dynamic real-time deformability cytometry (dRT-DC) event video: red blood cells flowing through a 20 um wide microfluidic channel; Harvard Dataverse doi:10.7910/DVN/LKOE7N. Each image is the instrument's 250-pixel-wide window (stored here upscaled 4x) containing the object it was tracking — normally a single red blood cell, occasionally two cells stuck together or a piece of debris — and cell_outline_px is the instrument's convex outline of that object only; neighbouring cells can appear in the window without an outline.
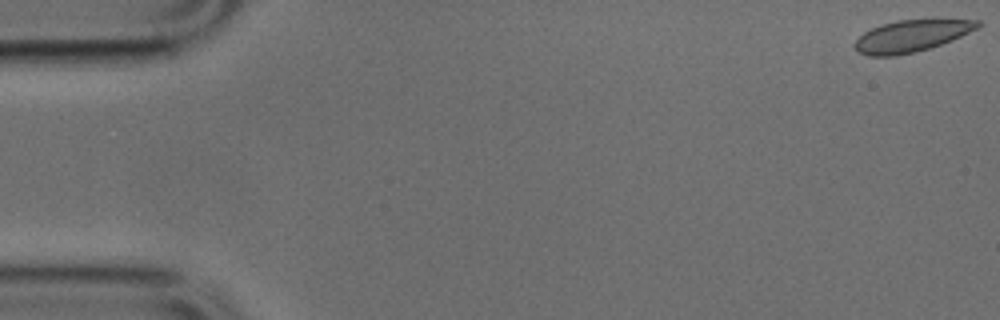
{"species": "common noctule bat (a hibernating species)", "species_latin": "Nyctalus noctula", "temperature_condition": "cold", "stored_images_in_passage": 6, "camera_frame_rate_fps": 3000, "um_per_image_px": 0.085, "animal": {"sex": "male", "body_mass_g": 17.9, "forearm_length_mm": 54.2}, "frame": {"image": 1, "passage_image": 1, "time_ms": 0.0, "image_size_px": [1000, 320], "cell_outline_px": [[984, 24], [980, 28], [952, 40], [928, 48], [896, 56], [868, 56], [860, 52], [852, 44], [864, 32], [880, 24], [896, 20], [932, 16], [980, 20]], "centroid_in_image_um": [77.59, 2.97], "position_along_channel_um": 7.4, "area_um2": 23.87}}